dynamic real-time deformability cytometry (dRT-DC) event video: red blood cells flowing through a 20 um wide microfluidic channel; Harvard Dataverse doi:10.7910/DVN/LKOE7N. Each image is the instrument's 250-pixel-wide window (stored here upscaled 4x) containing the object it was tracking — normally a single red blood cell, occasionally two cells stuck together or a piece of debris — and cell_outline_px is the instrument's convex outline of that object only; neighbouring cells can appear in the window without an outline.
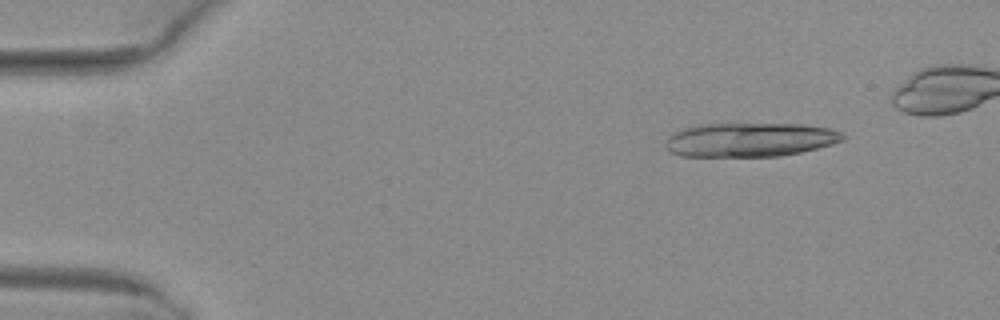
{"species": "common noctule bat (a hibernating species)", "species_latin": "Nyctalus noctula", "temperature_condition": "warm", "stored_images_in_passage": 7, "segment_of_instrument_passage": [1, 2], "camera_frame_rate_fps": 3000, "um_per_image_px": 0.085, "animal": {"sex": "female", "body_mass_g": 29.2, "forearm_length_mm": 56.3}, "frame": {"image": 1, "passage_image": 2, "time_ms": 0.333, "image_size_px": [1000, 320], "cell_outline_px": [[844, 140], [832, 144], [800, 152], [780, 156], [680, 156], [672, 152], [664, 144], [668, 136], [684, 128], [700, 124], [800, 124], [828, 128], [844, 132]], "centroid_in_image_um": [63.75, 11.87], "position_along_channel_um": 21.2, "area_um2": 34.97}}
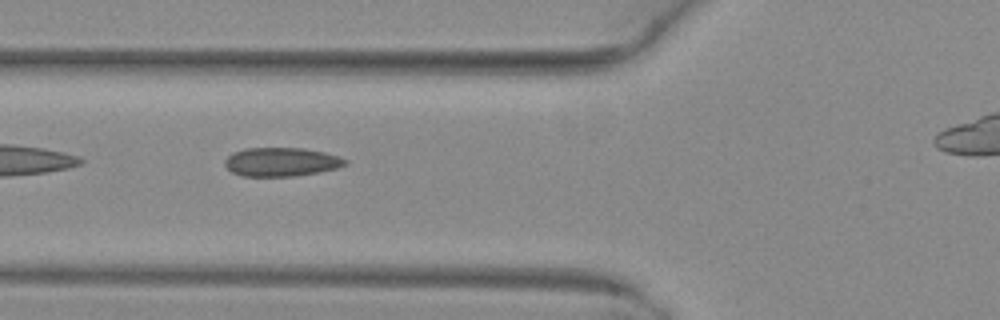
{"frame": {"image": 2, "passage_image": 6, "time_ms": 1.667, "image_size_px": [1000, 320], "cell_outline_px": [[348, 164], [336, 168], [320, 172], [296, 176], [244, 176], [232, 172], [224, 164], [224, 160], [232, 152], [244, 148], [304, 148], [324, 152], [340, 156], [348, 160]], "centroid_in_image_um": [23.93, 13.76], "position_along_channel_um": 101.9, "area_um2": 20.35}}